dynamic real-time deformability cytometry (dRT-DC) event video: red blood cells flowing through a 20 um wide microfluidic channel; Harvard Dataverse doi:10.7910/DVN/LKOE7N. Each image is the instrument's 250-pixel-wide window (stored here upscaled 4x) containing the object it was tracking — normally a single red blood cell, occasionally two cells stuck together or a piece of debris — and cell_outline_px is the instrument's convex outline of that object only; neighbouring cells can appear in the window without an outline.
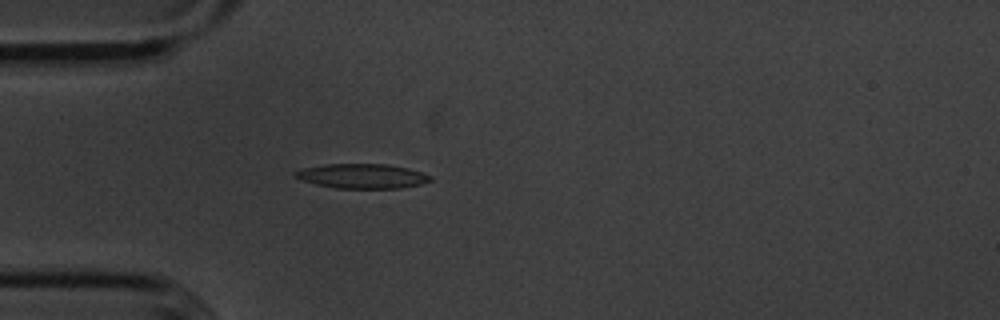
{"species": "common noctule bat (a hibernating species)", "species_latin": "Nyctalus noctula", "temperature_condition": "cold", "stored_images_in_passage": 51, "camera_frame_rate_fps": 3000, "um_per_image_px": 0.085, "animal": {"sex": "male", "body_mass_g": 20.1, "forearm_length_mm": 53.5}, "frame": {"image": 1, "passage_image": 11, "time_ms": 3.333, "image_size_px": [1000, 320], "cell_outline_px": [[432, 180], [420, 184], [400, 188], [336, 188], [316, 184], [300, 180], [292, 172], [304, 168], [324, 164], [388, 164], [408, 168], [432, 176]], "centroid_in_image_um": [30.77, 14.96], "position_along_channel_um": 54.2, "area_um2": 19.31}}
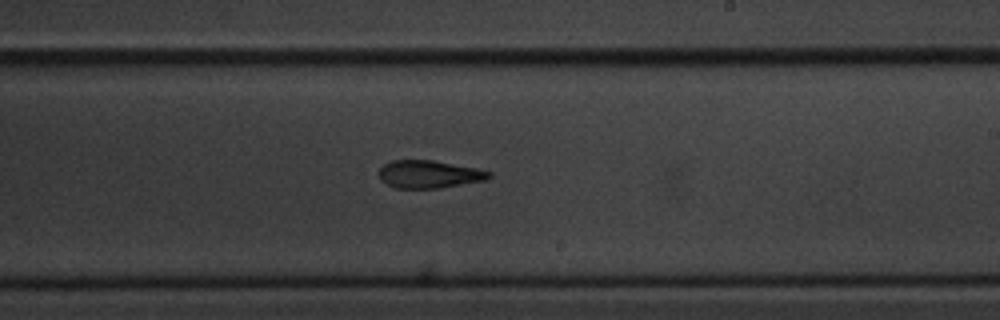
{"frame": {"image": 2, "passage_image": 28, "time_ms": 9.0, "image_size_px": [1000, 320], "cell_outline_px": [[492, 176], [488, 180], [440, 188], [396, 188], [380, 180], [380, 168], [384, 164], [392, 160], [432, 160], [476, 168], [492, 172]], "centroid_in_image_um": [36.51, 14.81], "position_along_channel_um": 252.5, "area_um2": 17.8}}
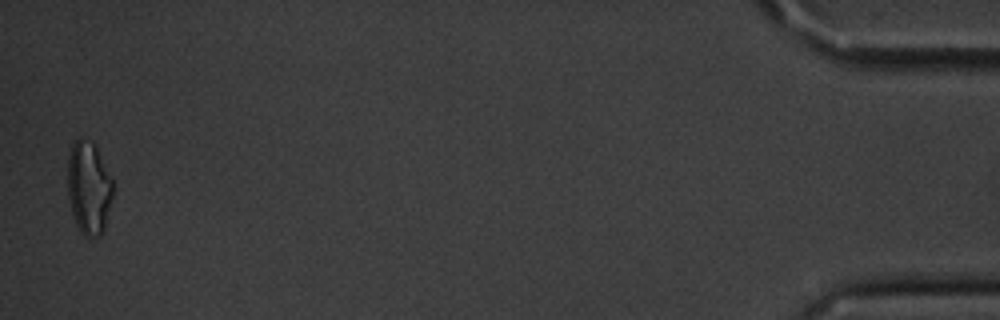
{"frame": {"image": 3, "passage_image": 50, "time_ms": 16.333, "image_size_px": [1000, 320], "cell_outline_px": [[112, 196], [104, 228], [100, 236], [88, 240], [80, 232], [76, 224], [72, 212], [68, 196], [68, 156], [72, 144], [80, 136], [92, 140], [96, 144], [112, 176]], "centroid_in_image_um": [7.55, 15.93], "position_along_channel_um": 427.7, "area_um2": 25.03}, "authors_computed_cell_mechanics": {"area_um2": 18.6694, "velocity_mm_per_s": 3.605, "shape_relaxation_time_tau1_ms": 9.3819, "shape_relaxation_time_tau2_ms": 4.3549, "deformation_change_tau1": 0.2312, "deformation_change_tau2": 0.148}}